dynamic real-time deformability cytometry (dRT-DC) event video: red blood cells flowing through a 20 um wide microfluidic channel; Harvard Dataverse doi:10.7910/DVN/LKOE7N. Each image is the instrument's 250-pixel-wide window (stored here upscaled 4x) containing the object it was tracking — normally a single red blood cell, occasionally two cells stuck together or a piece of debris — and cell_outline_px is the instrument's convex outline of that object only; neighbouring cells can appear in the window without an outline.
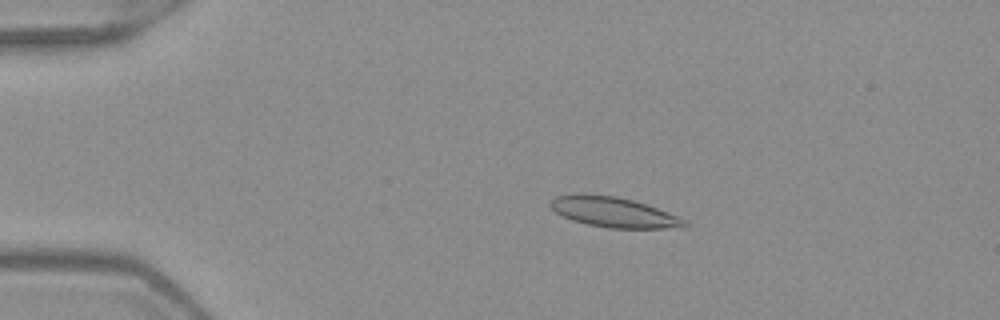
{"species": "Egyptian fruit bat (a non-hibernating species)", "species_latin": "Rousettus aegyptiacus", "temperature_condition": "warm", "stored_images_in_passage": 52, "camera_frame_rate_fps": 3000, "um_per_image_px": 0.085, "frame": {"image": 1, "passage_image": 11, "time_ms": 3.333, "image_size_px": [1000, 320], "cell_outline_px": [[692, 224], [684, 228], [608, 228], [588, 224], [572, 220], [556, 212], [548, 204], [548, 200], [556, 196], [584, 192], [616, 196], [632, 200], [656, 208], [688, 220]], "centroid_in_image_um": [52.16, 18.02], "position_along_channel_um": 32.8, "area_um2": 23.87}}
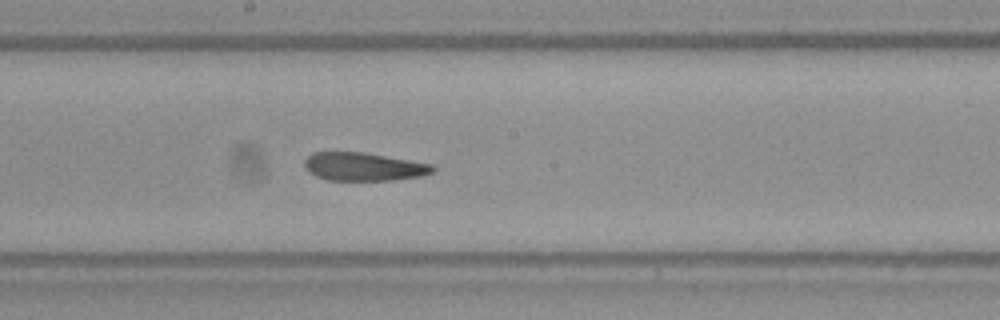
{"frame": {"image": 2, "passage_image": 29, "time_ms": 9.333, "image_size_px": [1000, 320], "cell_outline_px": [[436, 168], [432, 172], [424, 176], [392, 180], [328, 180], [316, 176], [304, 164], [304, 160], [312, 152], [364, 152], [432, 164]], "centroid_in_image_um": [30.95, 14.16], "position_along_channel_um": 217.3, "area_um2": 20.98}}
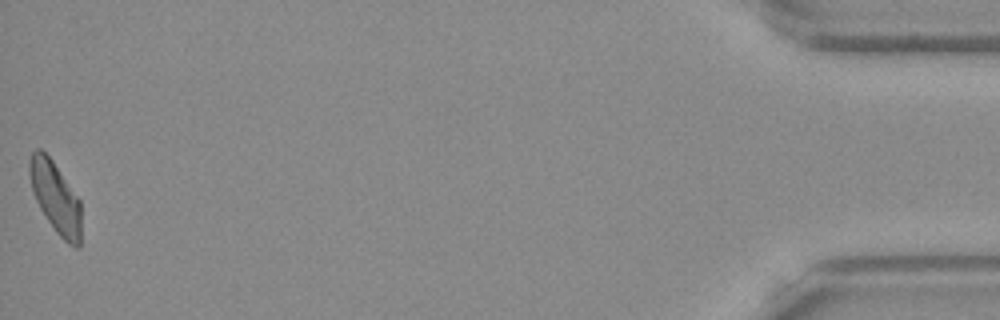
{"frame": {"image": 3, "passage_image": 52, "time_ms": 17.0, "image_size_px": [1000, 320], "cell_outline_px": [[80, 248], [76, 248], [68, 244], [56, 232], [40, 208], [36, 200], [32, 188], [28, 172], [28, 160], [32, 152], [36, 148], [40, 148], [52, 160], [80, 200]], "centroid_in_image_um": [4.7, 16.76], "position_along_channel_um": 430.5, "area_um2": 21.27}, "authors_computed_cell_mechanics": {"area_um2": 22.5709, "velocity_mm_per_s": 3.9854, "shape_relaxation_time_tau1_ms": null, "shape_relaxation_time_tau2_ms": 3.9374, "deformation_change_tau1": null, "deformation_change_tau2": 0.0967}}